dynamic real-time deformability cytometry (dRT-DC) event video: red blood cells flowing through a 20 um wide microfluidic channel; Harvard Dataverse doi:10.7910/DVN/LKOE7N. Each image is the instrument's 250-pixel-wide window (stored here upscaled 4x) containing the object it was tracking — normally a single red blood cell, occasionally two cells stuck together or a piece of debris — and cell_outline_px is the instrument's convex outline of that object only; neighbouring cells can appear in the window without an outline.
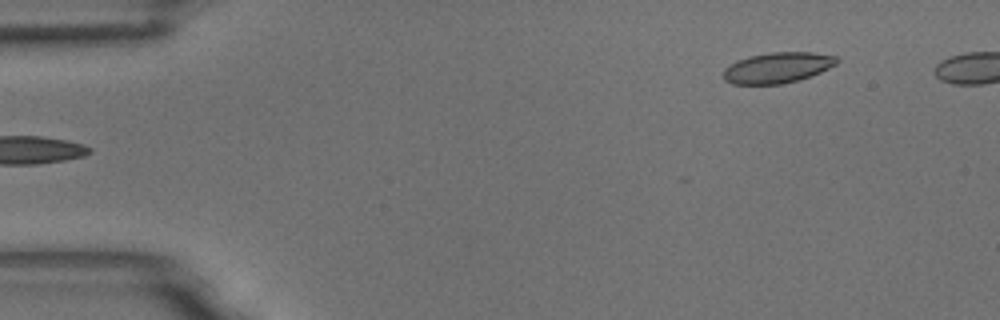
{"species": "common noctule bat (a hibernating species)", "species_latin": "Nyctalus noctula", "temperature_condition": "room temperature", "stored_images_in_passage": 5, "segment_of_instrument_passage": [2, 2], "camera_frame_rate_fps": 3000, "um_per_image_px": 0.085, "animal": {"sex": "male", "body_mass_g": 18.8}, "frame": {"image": 1, "passage_image": 5, "time_ms": 1.333, "image_size_px": [1000, 320], "cell_outline_px": [[840, 60], [836, 64], [820, 72], [800, 80], [780, 84], [732, 84], [724, 80], [724, 68], [736, 60], [748, 56], [768, 52], [812, 52], [836, 56]], "centroid_in_image_um": [66.07, 5.74], "position_along_channel_um": 18.9, "area_um2": 20.4}}